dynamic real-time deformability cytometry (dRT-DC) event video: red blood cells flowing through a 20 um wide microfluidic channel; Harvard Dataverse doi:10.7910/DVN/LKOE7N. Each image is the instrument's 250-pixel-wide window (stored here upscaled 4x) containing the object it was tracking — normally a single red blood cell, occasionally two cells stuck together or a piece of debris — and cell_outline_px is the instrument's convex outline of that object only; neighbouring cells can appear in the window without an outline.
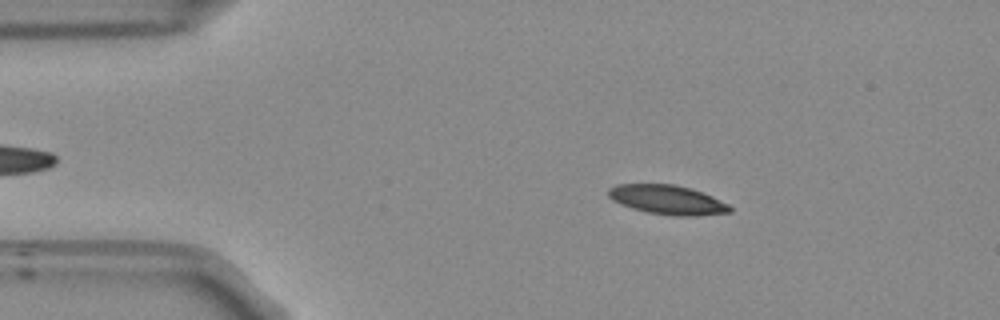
{"species": "Egyptian fruit bat (a non-hibernating species)", "species_latin": "Rousettus aegyptiacus", "temperature_condition": "room temperature", "stored_images_in_passage": 44, "camera_frame_rate_fps": 3000, "um_per_image_px": 0.085, "frame": {"image": 1, "passage_image": 8, "time_ms": 2.333, "image_size_px": [1000, 320], "cell_outline_px": [[732, 212], [696, 216], [676, 216], [648, 212], [632, 208], [620, 204], [612, 200], [608, 196], [608, 188], [616, 184], [676, 184], [704, 192], [728, 204], [732, 208]], "centroid_in_image_um": [56.73, 16.97], "position_along_channel_um": 28.3, "area_um2": 20.87}}
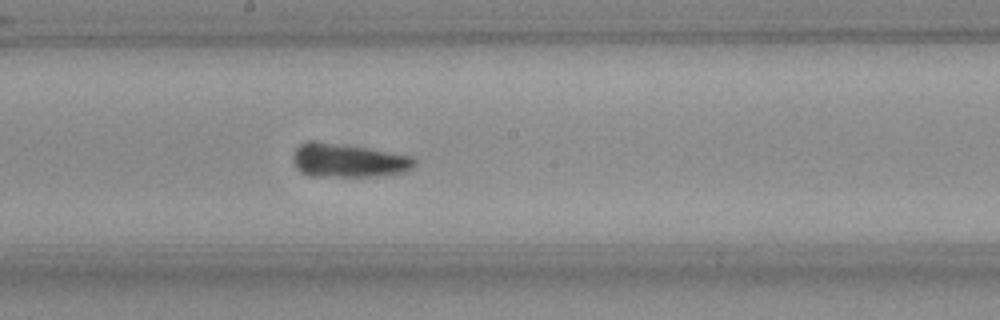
{"frame": {"image": 2, "passage_image": 27, "time_ms": 8.667, "image_size_px": [1000, 320], "cell_outline_px": [[416, 164], [412, 168], [404, 172], [384, 176], [312, 176], [304, 172], [296, 164], [296, 152], [300, 148], [308, 144], [332, 144], [368, 148], [412, 156], [416, 160]], "centroid_in_image_um": [29.81, 13.7], "position_along_channel_um": 218.4, "area_um2": 22.48}}
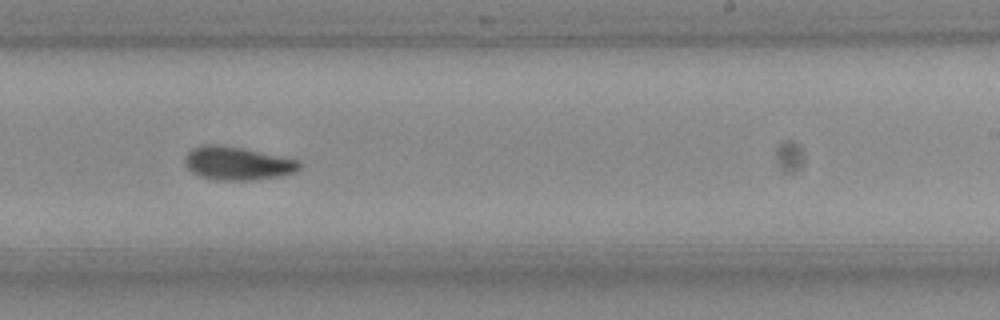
{"frame": {"image": 3, "passage_image": 31, "time_ms": 10.0, "image_size_px": [1000, 320], "cell_outline_px": [[300, 168], [292, 172], [280, 176], [248, 180], [216, 180], [200, 176], [192, 172], [184, 164], [184, 156], [192, 148], [200, 144], [216, 144], [240, 148], [300, 160]], "centroid_in_image_um": [20.12, 13.88], "position_along_channel_um": 268.9, "area_um2": 22.08}, "authors_computed_cell_mechanics": {"area_um2": 21.4727, "velocity_mm_per_s": 3.8041, "shape_relaxation_time_tau1_ms": 3.4224, "shape_relaxation_time_tau2_ms": 1.9412, "deformation_change_tau1": 0.1627, "deformation_change_tau2": 0.0771}}